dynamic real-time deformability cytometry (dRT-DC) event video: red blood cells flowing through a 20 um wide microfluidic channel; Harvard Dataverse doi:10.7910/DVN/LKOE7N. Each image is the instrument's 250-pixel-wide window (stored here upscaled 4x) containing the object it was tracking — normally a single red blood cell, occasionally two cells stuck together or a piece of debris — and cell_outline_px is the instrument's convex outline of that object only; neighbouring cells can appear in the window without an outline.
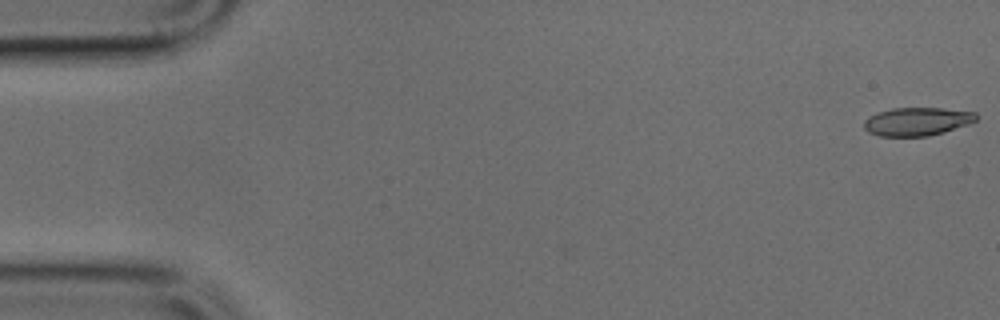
{"species": "common noctule bat (a hibernating species)", "species_latin": "Nyctalus noctula", "temperature_condition": "cold", "stored_images_in_passage": 49, "camera_frame_rate_fps": 3000, "um_per_image_px": 0.085, "animal": {"sex": "male", "body_mass_g": 17.9, "forearm_length_mm": 54.2}, "frame": {"image": 1, "passage_image": 1, "time_ms": 0.0, "image_size_px": [1000, 320], "cell_outline_px": [[976, 120], [968, 124], [944, 132], [928, 136], [880, 136], [868, 132], [864, 128], [864, 120], [868, 116], [892, 108], [944, 108], [976, 112]], "centroid_in_image_um": [77.94, 10.33], "position_along_channel_um": 7.1, "area_um2": 18.44}}
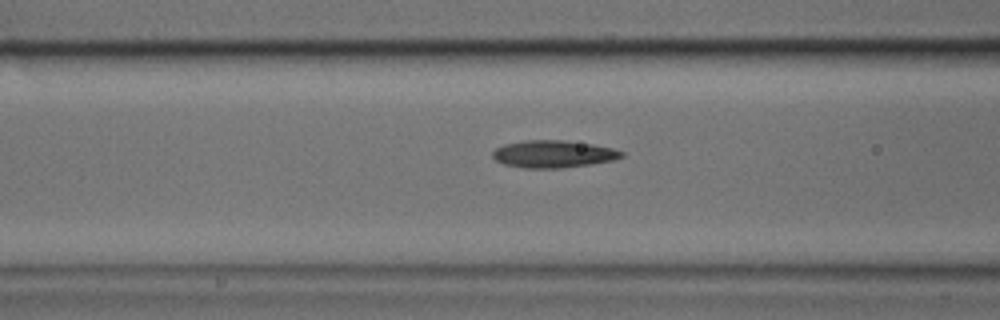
{"frame": {"image": 2, "passage_image": 19, "time_ms": 6.0, "image_size_px": [1000, 320], "cell_outline_px": [[624, 156], [612, 160], [592, 164], [560, 168], [524, 168], [504, 164], [496, 160], [492, 156], [492, 152], [496, 148], [504, 144], [524, 140], [564, 140], [592, 144], [612, 148], [624, 152]], "centroid_in_image_um": [47.02, 13.09], "position_along_channel_um": 119.6, "area_um2": 20.52}}
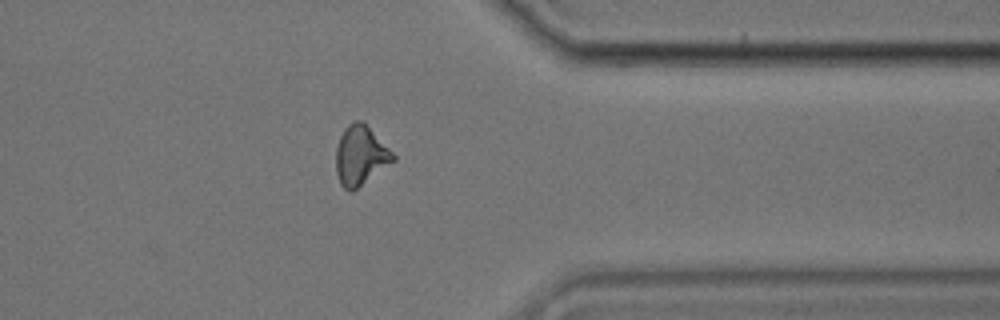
{"frame": {"image": 3, "passage_image": 39, "time_ms": 12.667, "image_size_px": [1000, 320], "cell_outline_px": [[396, 160], [352, 192], [348, 192], [340, 184], [336, 172], [336, 148], [340, 136], [344, 128], [352, 120], [364, 120], [396, 156]], "centroid_in_image_um": [30.64, 13.2], "position_along_channel_um": 380.8, "area_um2": 20.11}}